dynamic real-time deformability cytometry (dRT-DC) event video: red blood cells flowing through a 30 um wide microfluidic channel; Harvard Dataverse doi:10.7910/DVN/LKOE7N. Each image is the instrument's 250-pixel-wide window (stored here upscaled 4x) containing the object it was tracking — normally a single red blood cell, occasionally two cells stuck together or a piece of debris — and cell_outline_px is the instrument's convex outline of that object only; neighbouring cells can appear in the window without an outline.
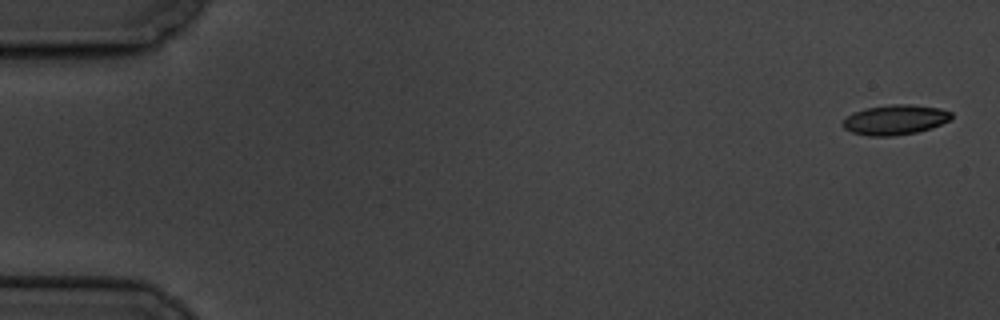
{"species": "common noctule bat (a hibernating species)", "species_latin": "Nyctalus noctula", "temperature_condition": "cold", "stored_images_in_passage": 7, "camera_frame_rate_fps": 3000, "um_per_image_px": 0.085, "animal": {"sex": "male", "body_mass_g": 19.5, "forearm_length_mm": 54.6}, "frame": {"image": 1, "passage_image": 1, "time_ms": 0.0, "image_size_px": [1000, 320], "cell_outline_px": [[952, 116], [948, 120], [932, 128], [916, 132], [892, 136], [868, 136], [852, 132], [844, 128], [840, 124], [852, 112], [864, 108], [892, 104], [908, 104], [940, 108], [952, 112]], "centroid_in_image_um": [76.05, 10.17], "position_along_channel_um": 8.9, "area_um2": 18.96}}
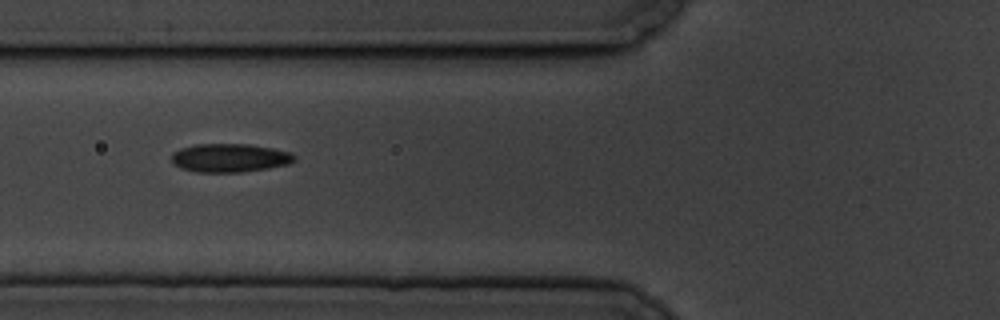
{"frame": {"image": 2, "passage_image": 6, "time_ms": 7.0, "image_size_px": [1000, 320], "cell_outline_px": [[296, 160], [288, 164], [268, 168], [244, 172], [196, 172], [180, 168], [172, 164], [172, 152], [180, 148], [196, 144], [248, 144], [272, 148], [292, 152], [296, 156]], "centroid_in_image_um": [19.52, 13.42], "position_along_channel_um": 106.3, "area_um2": 20.63}}
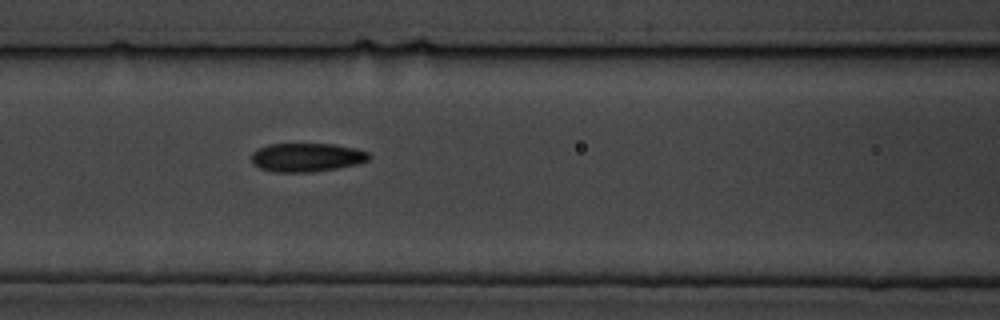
{"frame": {"image": 3, "passage_image": 7, "time_ms": 8.0, "image_size_px": [1000, 320], "cell_outline_px": [[372, 156], [368, 160], [356, 164], [336, 168], [312, 172], [272, 172], [260, 168], [252, 164], [252, 152], [268, 144], [332, 144], [356, 148], [368, 152]], "centroid_in_image_um": [26.06, 13.38], "position_along_channel_um": 140.5, "area_um2": 19.65}}